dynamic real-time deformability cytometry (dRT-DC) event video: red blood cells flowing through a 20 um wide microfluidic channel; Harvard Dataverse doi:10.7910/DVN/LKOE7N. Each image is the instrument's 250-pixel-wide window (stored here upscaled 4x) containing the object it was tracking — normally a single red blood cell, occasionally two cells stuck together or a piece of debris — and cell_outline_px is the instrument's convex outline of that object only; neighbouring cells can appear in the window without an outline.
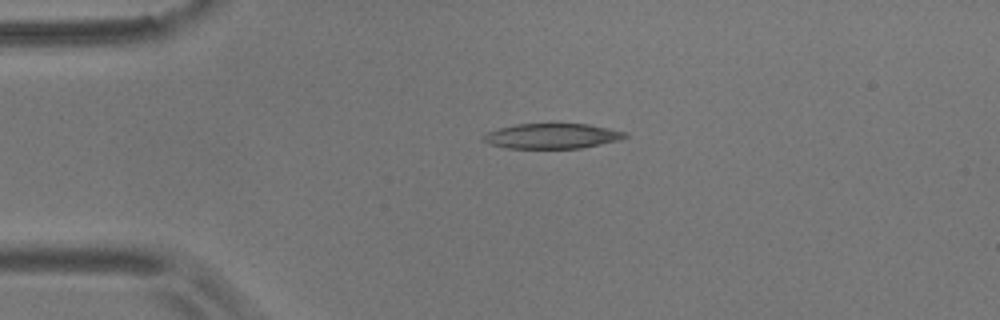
{"species": "common noctule bat (a hibernating species)", "species_latin": "Nyctalus noctula", "temperature_condition": "room temperature", "stored_images_in_passage": 44, "camera_frame_rate_fps": 3000, "um_per_image_px": 0.085, "animal": {"sex": "male", "body_mass_g": 17.9}, "frame": {"image": 1, "passage_image": 1, "time_ms": 0.0, "image_size_px": [1000, 320], "cell_outline_px": [[628, 136], [620, 140], [580, 148], [508, 148], [488, 144], [480, 136], [488, 132], [500, 128], [516, 124], [588, 124], [628, 132]], "centroid_in_image_um": [46.93, 11.56], "position_along_channel_um": 38.1, "area_um2": 20.69}}
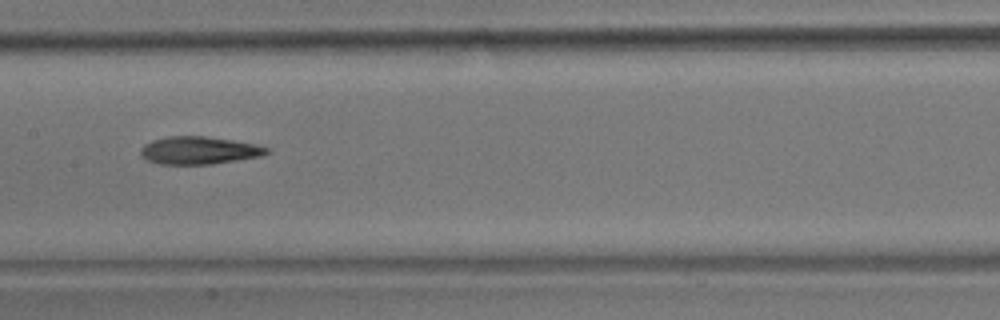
{"frame": {"image": 2, "passage_image": 16, "time_ms": 5.0, "image_size_px": [1000, 320], "cell_outline_px": [[268, 152], [260, 156], [212, 164], [160, 164], [148, 160], [140, 156], [140, 148], [144, 144], [152, 140], [168, 136], [204, 136], [232, 140], [256, 144], [268, 148]], "centroid_in_image_um": [16.86, 12.78], "position_along_channel_um": 190.5, "area_um2": 20.23}}
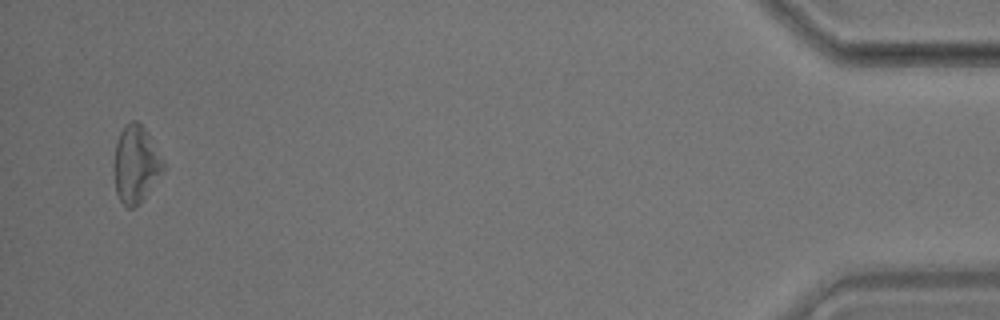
{"frame": {"image": 3, "passage_image": 42, "time_ms": 13.667, "image_size_px": [1000, 320], "cell_outline_px": [[164, 172], [140, 204], [136, 208], [128, 208], [120, 200], [116, 192], [112, 168], [112, 164], [116, 144], [120, 132], [132, 120], [136, 120], [148, 132], [164, 160]], "centroid_in_image_um": [11.54, 14.0], "position_along_channel_um": 423.7, "area_um2": 22.6}, "authors_computed_cell_mechanics": {"area_um2": 20.9236, "velocity_mm_per_s": 3.6482, "shape_relaxation_time_tau1_ms": 6.4478, "shape_relaxation_time_tau2_ms": 8.5669, "deformation_change_tau1": 0.1623, "deformation_change_tau2": 0.2427}}